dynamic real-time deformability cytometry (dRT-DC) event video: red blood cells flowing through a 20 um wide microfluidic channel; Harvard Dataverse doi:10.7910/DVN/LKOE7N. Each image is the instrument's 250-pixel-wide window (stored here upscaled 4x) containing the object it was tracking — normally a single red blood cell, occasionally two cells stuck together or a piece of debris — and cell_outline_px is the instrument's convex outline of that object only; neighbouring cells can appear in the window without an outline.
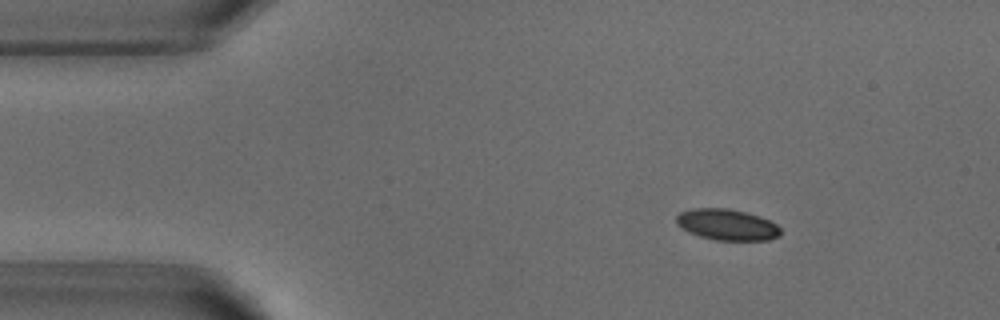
{"species": "common noctule bat (a hibernating species)", "species_latin": "Nyctalus noctula", "temperature_condition": "warm", "stored_images_in_passage": 23, "camera_frame_rate_fps": 3000, "um_per_image_px": 0.085, "animal": {"sex": "male", "body_mass_g": 18.8}, "frame": {"image": 1, "passage_image": 1, "time_ms": 0.0, "image_size_px": [1000, 320], "cell_outline_px": [[780, 236], [768, 240], [716, 240], [700, 236], [688, 232], [676, 224], [676, 216], [680, 212], [692, 208], [728, 208], [748, 212], [760, 216], [776, 224], [780, 228]], "centroid_in_image_um": [61.79, 19.09], "position_along_channel_um": 23.2, "area_um2": 19.02}}
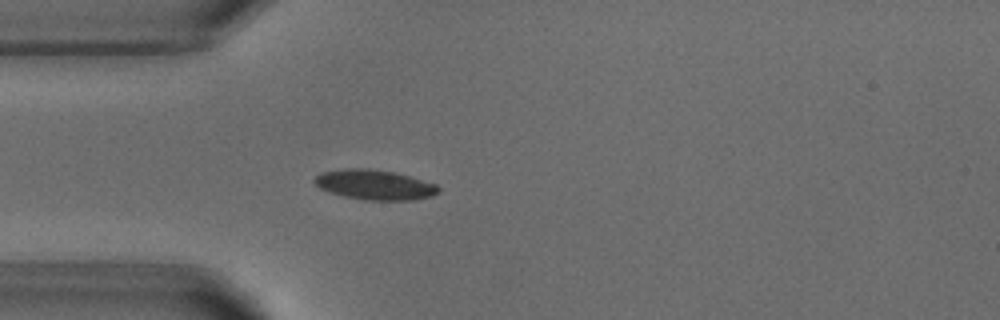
{"frame": {"image": 2, "passage_image": 8, "time_ms": 2.333, "image_size_px": [1000, 320], "cell_outline_px": [[440, 192], [432, 196], [416, 200], [364, 200], [344, 196], [328, 192], [320, 188], [312, 180], [320, 172], [344, 168], [368, 168], [392, 172], [408, 176], [436, 184], [440, 188]], "centroid_in_image_um": [31.83, 15.71], "position_along_channel_um": 53.2, "area_um2": 21.73}}